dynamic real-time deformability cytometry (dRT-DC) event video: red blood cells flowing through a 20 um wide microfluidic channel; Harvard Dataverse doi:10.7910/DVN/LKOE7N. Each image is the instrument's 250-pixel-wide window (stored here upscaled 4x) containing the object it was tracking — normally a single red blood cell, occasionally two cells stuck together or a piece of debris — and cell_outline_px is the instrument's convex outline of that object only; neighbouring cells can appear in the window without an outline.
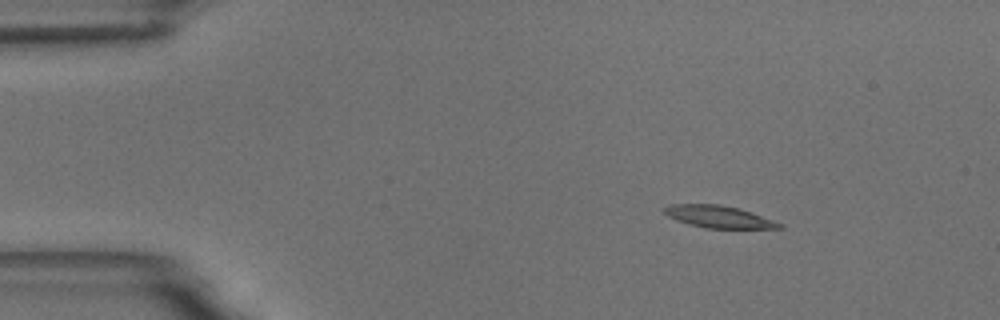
{"species": "common noctule bat (a hibernating species)", "species_latin": "Nyctalus noctula", "temperature_condition": "room temperature", "stored_images_in_passage": 58, "camera_frame_rate_fps": 3000, "um_per_image_px": 0.085, "animal": {"sex": "male", "body_mass_g": 18.8}, "frame": {"image": 1, "passage_image": 8, "time_ms": 2.333, "image_size_px": [1000, 320], "cell_outline_px": [[784, 228], [704, 228], [688, 224], [676, 220], [668, 216], [664, 212], [664, 208], [672, 204], [720, 204], [736, 208], [784, 224]], "centroid_in_image_um": [61.05, 18.43], "position_along_channel_um": 23.9, "area_um2": 14.57}}
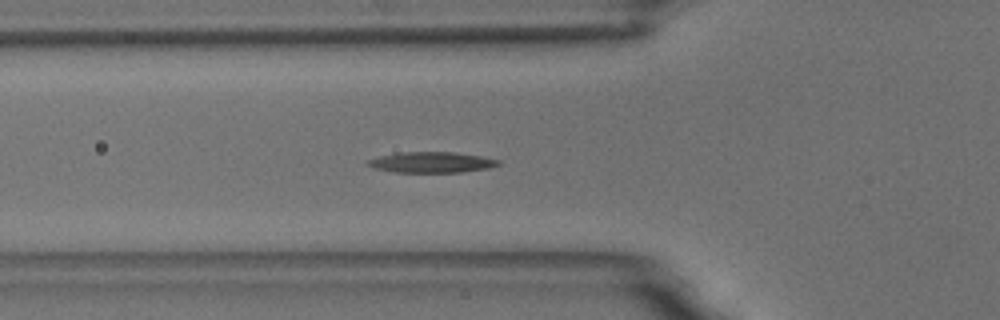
{"frame": {"image": 2, "passage_image": 20, "time_ms": 6.333, "image_size_px": [1000, 320], "cell_outline_px": [[500, 164], [488, 168], [464, 172], [392, 172], [376, 168], [364, 164], [368, 160], [380, 156], [400, 152], [456, 152], [484, 156], [500, 160]], "centroid_in_image_um": [36.71, 13.79], "position_along_channel_um": 89.1, "area_um2": 15.84}}
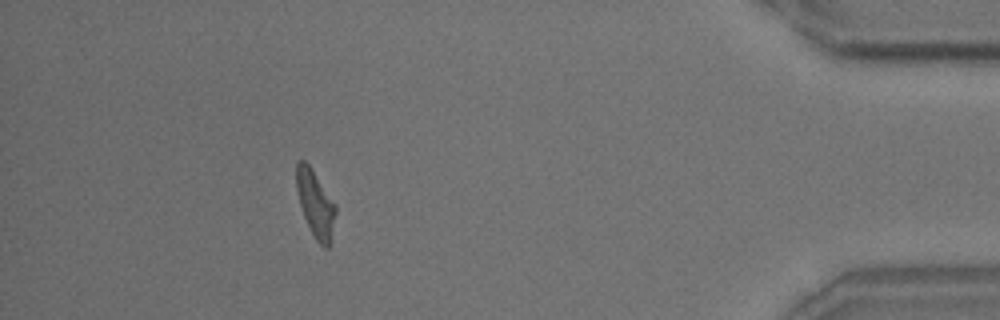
{"frame": {"image": 3, "passage_image": 52, "time_ms": 17.0, "image_size_px": [1000, 320], "cell_outline_px": [[336, 212], [328, 248], [324, 248], [316, 240], [304, 216], [300, 204], [296, 188], [296, 160], [304, 160], [308, 164], [336, 204]], "centroid_in_image_um": [26.8, 17.29], "position_along_channel_um": 408.4, "area_um2": 14.91}, "authors_computed_cell_mechanics": {"area_um2": 15.1725, "velocity_mm_per_s": 3.4826, "shape_relaxation_time_tau1_ms": 5.5033, "shape_relaxation_time_tau2_ms": 10.2045, "deformation_change_tau1": 0.1606, "deformation_change_tau2": 0.2174}}